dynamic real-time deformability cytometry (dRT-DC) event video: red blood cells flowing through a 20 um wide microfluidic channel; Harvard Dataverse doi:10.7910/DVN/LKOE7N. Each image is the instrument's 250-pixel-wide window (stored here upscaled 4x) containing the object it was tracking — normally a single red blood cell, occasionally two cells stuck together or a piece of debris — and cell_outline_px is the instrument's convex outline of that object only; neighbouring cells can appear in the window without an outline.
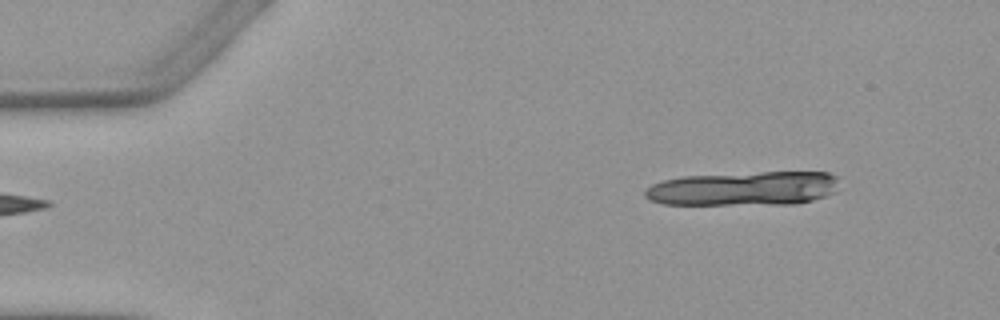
{"species": "Egyptian fruit bat (a non-hibernating species)", "species_latin": "Rousettus aegyptiacus", "temperature_condition": "warm", "stored_images_in_passage": 3, "segment_of_instrument_passage": [2, 2], "camera_frame_rate_fps": 3000, "um_per_image_px": 0.085, "animal": {"sex": "female"}, "frame": {"image": 1, "passage_image": 3, "time_ms": 3.333, "image_size_px": [1000, 320], "cell_outline_px": [[836, 192], [812, 200], [796, 204], [664, 204], [648, 200], [644, 196], [644, 188], [652, 184], [664, 180], [684, 176], [760, 172], [828, 172], [836, 176]], "centroid_in_image_um": [63.18, 16.03], "position_along_channel_um": 21.8, "area_um2": 38.61}}